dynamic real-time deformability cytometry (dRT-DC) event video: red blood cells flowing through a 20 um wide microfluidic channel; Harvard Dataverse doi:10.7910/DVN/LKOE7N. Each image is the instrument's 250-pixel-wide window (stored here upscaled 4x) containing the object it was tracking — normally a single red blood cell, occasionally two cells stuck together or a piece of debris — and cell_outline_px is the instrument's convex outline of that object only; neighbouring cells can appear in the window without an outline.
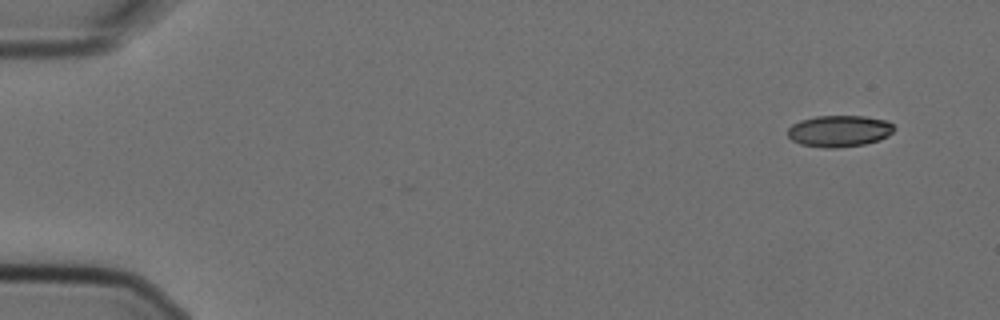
{"species": "Egyptian fruit bat (a non-hibernating species)", "species_latin": "Rousettus aegyptiacus", "temperature_condition": "cold", "stored_images_in_passage": 6, "camera_frame_rate_fps": 3000, "um_per_image_px": 0.085, "animal": {"sex": "female"}, "frame": {"image": 1, "passage_image": 1, "time_ms": 0.0, "image_size_px": [1000, 320], "cell_outline_px": [[896, 128], [888, 136], [880, 140], [864, 144], [836, 148], [824, 148], [800, 144], [792, 140], [788, 136], [788, 128], [792, 124], [800, 120], [816, 116], [864, 116], [888, 120]], "centroid_in_image_um": [71.35, 11.14], "position_along_channel_um": 13.7, "area_um2": 19.71}}
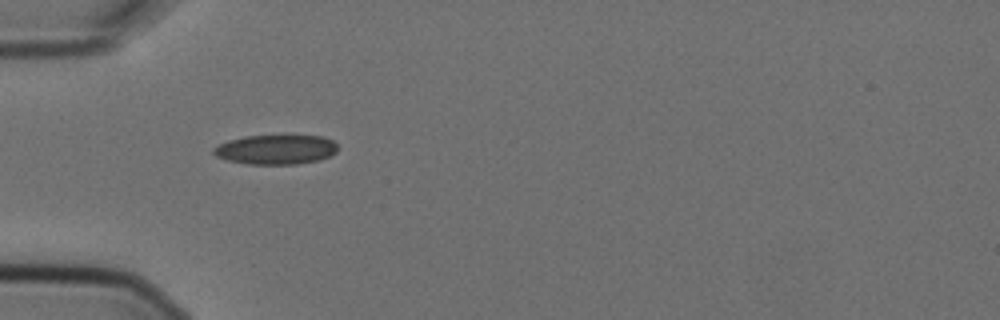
{"frame": {"image": 2, "passage_image": 5, "time_ms": 1.333, "image_size_px": [1000, 320], "cell_outline_px": [[336, 152], [320, 160], [296, 164], [248, 164], [228, 160], [216, 156], [212, 152], [212, 148], [228, 140], [244, 136], [324, 136], [332, 140], [336, 144]], "centroid_in_image_um": [23.43, 12.71], "position_along_channel_um": 61.6, "area_um2": 21.27}}
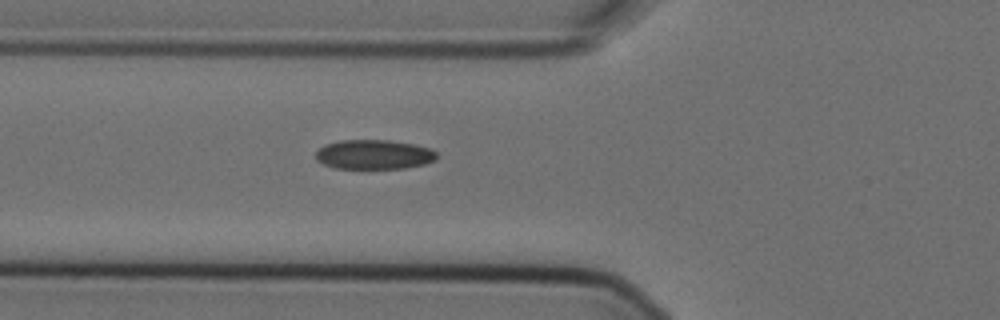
{"frame": {"image": 3, "passage_image": 6, "time_ms": 1.667, "image_size_px": [1000, 320], "cell_outline_px": [[436, 160], [424, 164], [404, 168], [336, 168], [324, 164], [316, 160], [316, 152], [324, 144], [340, 140], [388, 140], [412, 144], [432, 148], [436, 152]], "centroid_in_image_um": [31.78, 13.12], "position_along_channel_um": 94.0, "area_um2": 20.75}}